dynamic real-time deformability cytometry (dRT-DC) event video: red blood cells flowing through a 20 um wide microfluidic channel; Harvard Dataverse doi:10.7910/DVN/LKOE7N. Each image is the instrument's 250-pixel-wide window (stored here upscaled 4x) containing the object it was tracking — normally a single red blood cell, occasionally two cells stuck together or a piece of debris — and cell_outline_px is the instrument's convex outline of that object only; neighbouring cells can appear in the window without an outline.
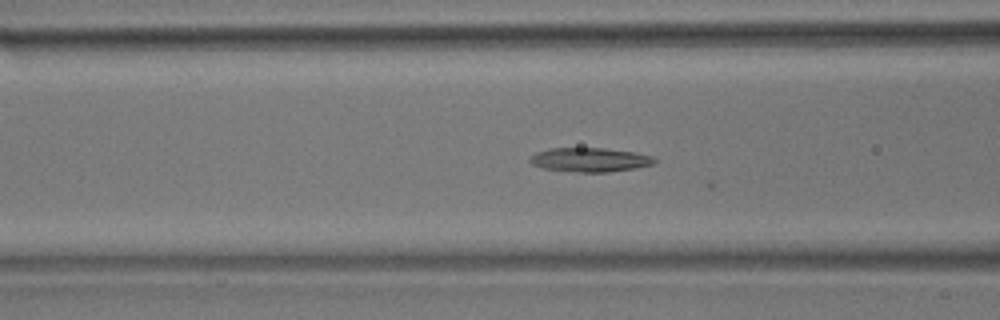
{"species": "common noctule bat (a hibernating species)", "species_latin": "Nyctalus noctula", "temperature_condition": "room temperature", "stored_images_in_passage": 25, "camera_frame_rate_fps": 3000, "um_per_image_px": 0.085, "animal": {"sex": "male", "body_mass_g": 17.9}, "frame": {"image": 1, "passage_image": 21, "time_ms": 6.667, "image_size_px": [1000, 320], "cell_outline_px": [[656, 160], [652, 164], [636, 168], [608, 172], [576, 172], [544, 168], [532, 164], [528, 160], [528, 156], [536, 152], [552, 148], [604, 148], [632, 152], [652, 156]], "centroid_in_image_um": [50.09, 13.58], "position_along_channel_um": 116.5, "area_um2": 17.4}}
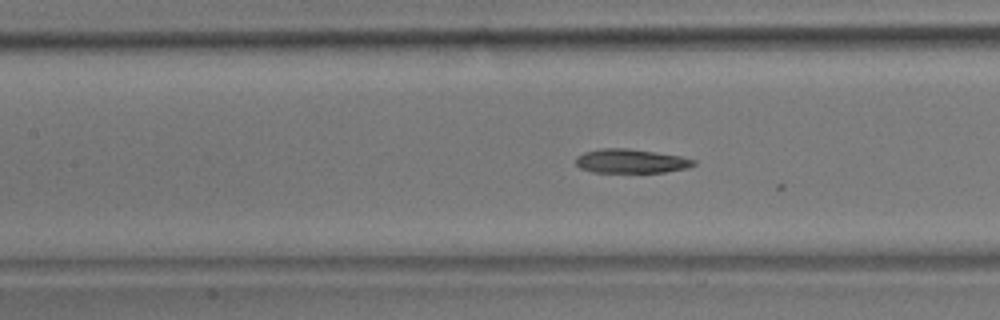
{"frame": {"image": 2, "passage_image": 24, "time_ms": 7.667, "image_size_px": [1000, 320], "cell_outline_px": [[696, 164], [688, 168], [664, 172], [592, 172], [580, 168], [576, 164], [576, 156], [584, 152], [600, 148], [628, 148], [656, 152], [680, 156], [696, 160]], "centroid_in_image_um": [53.62, 13.69], "position_along_channel_um": 153.8, "area_um2": 16.59}}